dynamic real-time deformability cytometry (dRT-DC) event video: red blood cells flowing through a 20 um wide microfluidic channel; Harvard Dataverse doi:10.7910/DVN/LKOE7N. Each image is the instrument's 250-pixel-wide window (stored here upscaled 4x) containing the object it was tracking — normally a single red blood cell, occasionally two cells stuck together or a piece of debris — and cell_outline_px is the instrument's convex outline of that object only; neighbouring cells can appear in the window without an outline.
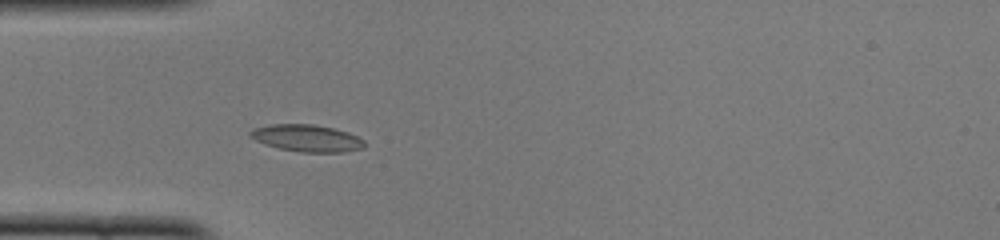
{"species": "common noctule bat (a hibernating species)", "species_latin": "Nyctalus noctula", "temperature_condition": "cold", "stored_images_in_passage": 38, "camera_frame_rate_fps": 3000, "um_per_image_px": 0.085, "animal": {"sex": "female", "body_mass_g": 22.0, "forearm_length_mm": 56.7}, "frame": {"image": 1, "passage_image": 3, "time_ms": 0.667, "image_size_px": [1000, 240], "cell_outline_px": [[364, 148], [344, 152], [300, 152], [280, 148], [264, 144], [248, 136], [248, 132], [252, 128], [268, 124], [312, 124], [332, 128], [348, 132], [364, 140]], "centroid_in_image_um": [26.04, 11.74], "position_along_channel_um": 59.0, "area_um2": 18.03}}
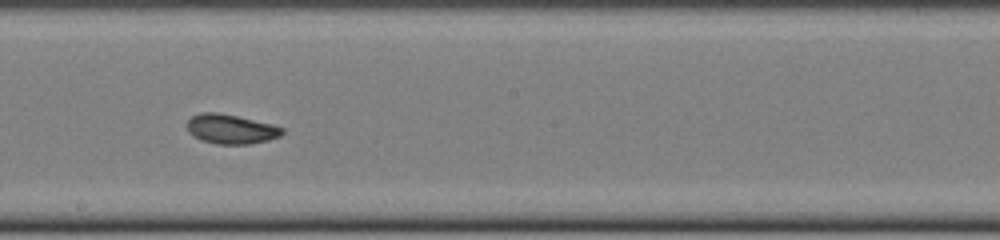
{"frame": {"image": 2, "passage_image": 16, "time_ms": 5.0, "image_size_px": [1000, 240], "cell_outline_px": [[284, 132], [280, 136], [268, 140], [248, 144], [216, 144], [200, 140], [192, 136], [188, 132], [184, 124], [192, 116], [200, 112], [220, 112], [272, 124], [284, 128]], "centroid_in_image_um": [19.57, 10.96], "position_along_channel_um": 228.6, "area_um2": 16.65}}
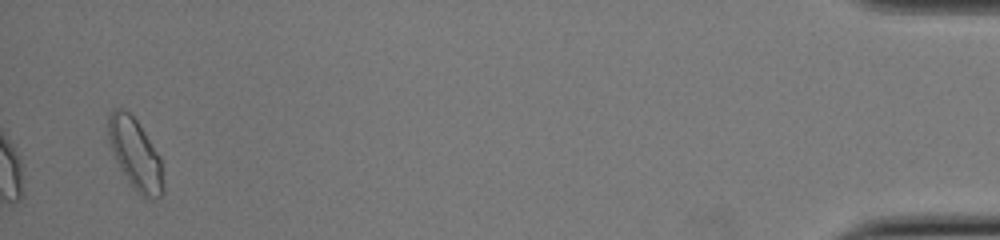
{"frame": {"image": 3, "passage_image": 37, "time_ms": 12.0, "image_size_px": [1000, 240], "cell_outline_px": [[164, 192], [160, 196], [140, 196], [128, 180], [120, 168], [112, 152], [108, 136], [108, 116], [116, 108], [120, 108], [128, 112], [136, 120], [160, 156], [164, 188]], "centroid_in_image_um": [11.5, 13.09], "position_along_channel_um": 423.7, "area_um2": 22.14}, "authors_computed_cell_mechanics": {"area_um2": 16.8776, "velocity_mm_per_s": 3.9718, "shape_relaxation_time_tau1_ms": 5.7653, "shape_relaxation_time_tau2_ms": 1.5019, "deformation_change_tau1": 0.1203, "deformation_change_tau2": 0.0625}}